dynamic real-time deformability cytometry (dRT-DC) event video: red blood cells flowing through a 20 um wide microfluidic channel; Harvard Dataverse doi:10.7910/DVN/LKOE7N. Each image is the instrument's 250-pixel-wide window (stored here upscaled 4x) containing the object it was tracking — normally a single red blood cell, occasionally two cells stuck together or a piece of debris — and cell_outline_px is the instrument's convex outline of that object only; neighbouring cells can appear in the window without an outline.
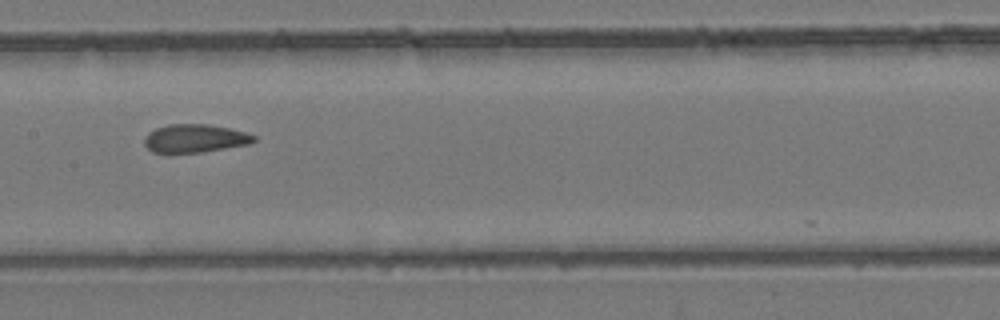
{"species": "common noctule bat (a hibernating species)", "species_latin": "Nyctalus noctula", "temperature_condition": "room temperature", "stored_images_in_passage": 9, "camera_frame_rate_fps": 3000, "um_per_image_px": 0.085, "animal": {"sex": "female", "body_mass_g": 24.6, "forearm_length_mm": 56.2}, "frame": {"image": 1, "passage_image": 8, "time_ms": 2.333, "image_size_px": [1000, 320], "cell_outline_px": [[256, 140], [248, 144], [200, 152], [152, 152], [144, 144], [144, 136], [148, 132], [156, 128], [168, 124], [208, 124], [228, 128], [244, 132], [256, 136]], "centroid_in_image_um": [16.53, 11.75], "position_along_channel_um": 190.9, "area_um2": 17.8}}
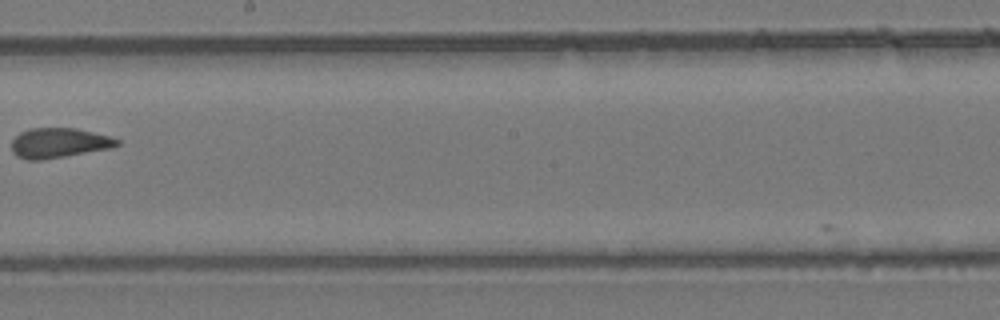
{"frame": {"image": 2, "passage_image": 9, "time_ms": 2.667, "image_size_px": [1000, 320], "cell_outline_px": [[120, 144], [112, 148], [40, 160], [28, 160], [16, 156], [12, 152], [12, 140], [20, 132], [32, 128], [76, 128], [108, 136], [120, 140]], "centroid_in_image_um": [4.99, 12.15], "position_along_channel_um": 243.2, "area_um2": 18.26}}